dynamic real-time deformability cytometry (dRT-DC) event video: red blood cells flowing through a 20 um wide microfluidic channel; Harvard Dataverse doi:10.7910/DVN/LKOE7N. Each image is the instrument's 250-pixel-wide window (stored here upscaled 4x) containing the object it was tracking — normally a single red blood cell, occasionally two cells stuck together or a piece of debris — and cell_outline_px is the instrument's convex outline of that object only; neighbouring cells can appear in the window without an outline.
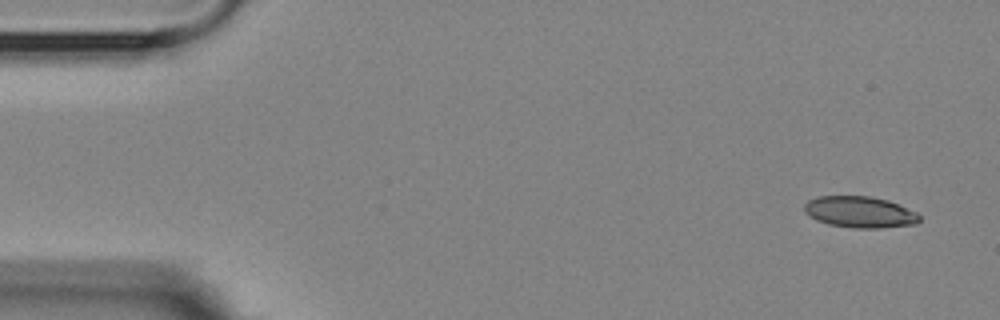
{"species": "Egyptian fruit bat (a non-hibernating species)", "species_latin": "Rousettus aegyptiacus", "temperature_condition": "room temperature", "stored_images_in_passage": 5, "camera_frame_rate_fps": 3000, "um_per_image_px": 0.085, "animal": {"sex": "female"}, "frame": {"image": 1, "passage_image": 1, "time_ms": 0.0, "image_size_px": [1000, 320], "cell_outline_px": [[920, 220], [916, 224], [880, 228], [856, 228], [828, 224], [816, 220], [808, 216], [804, 212], [804, 204], [808, 200], [816, 196], [868, 196], [888, 200], [916, 212], [920, 216]], "centroid_in_image_um": [73.05, 18.02], "position_along_channel_um": 11.9, "area_um2": 21.1}}
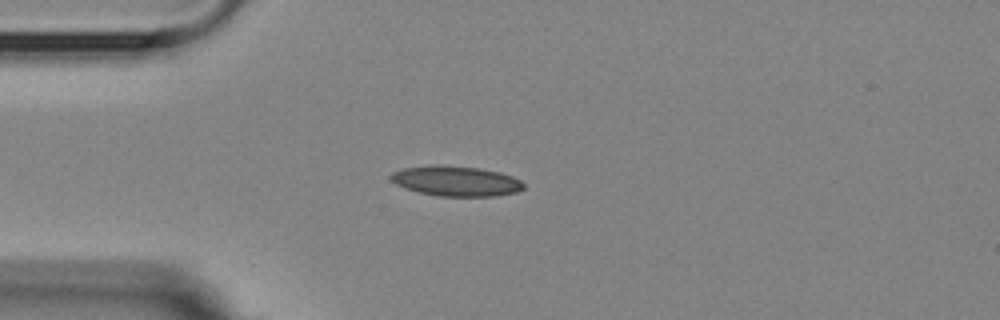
{"frame": {"image": 2, "passage_image": 4, "time_ms": 3.667, "image_size_px": [1000, 320], "cell_outline_px": [[524, 188], [516, 192], [496, 196], [436, 196], [404, 188], [396, 184], [388, 176], [392, 172], [404, 168], [436, 164], [444, 164], [476, 168], [500, 172], [512, 176], [520, 180], [524, 184]], "centroid_in_image_um": [38.74, 15.38], "position_along_channel_um": 46.3, "area_um2": 23.41}}